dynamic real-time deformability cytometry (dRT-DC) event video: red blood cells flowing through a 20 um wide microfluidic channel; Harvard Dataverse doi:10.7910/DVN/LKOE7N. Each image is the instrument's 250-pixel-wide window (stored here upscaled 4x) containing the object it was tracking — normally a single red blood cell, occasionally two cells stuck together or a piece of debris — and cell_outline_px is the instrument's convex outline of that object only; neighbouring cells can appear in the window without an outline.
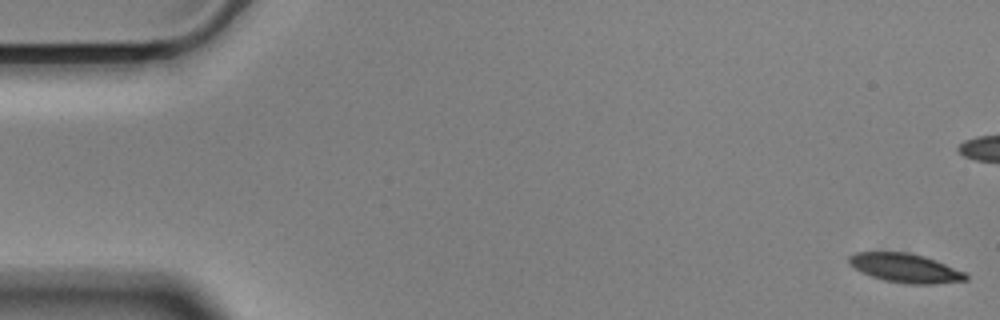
{"species": "Egyptian fruit bat (a non-hibernating species)", "species_latin": "Rousettus aegyptiacus", "temperature_condition": "cold", "stored_images_in_passage": 58, "camera_frame_rate_fps": 3000, "um_per_image_px": 0.085, "animal": {"sex": "male"}, "frame": {"image": 1, "passage_image": 1, "time_ms": 0.0, "image_size_px": [1000, 320], "cell_outline_px": [[968, 280], [932, 284], [904, 284], [884, 280], [860, 272], [848, 264], [848, 256], [856, 252], [908, 252], [924, 256], [936, 260], [964, 272], [968, 276]], "centroid_in_image_um": [76.92, 22.78], "position_along_channel_um": 8.1, "area_um2": 19.83}}
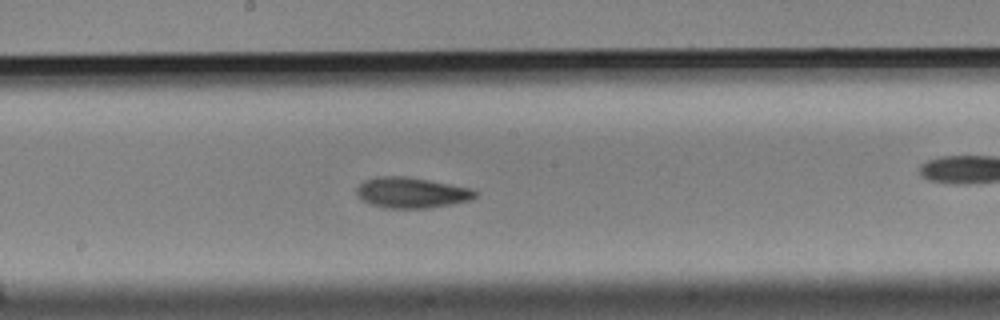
{"frame": {"image": 2, "passage_image": 30, "time_ms": 9.667, "image_size_px": [1000, 320], "cell_outline_px": [[476, 196], [472, 200], [428, 208], [384, 208], [360, 200], [356, 196], [356, 188], [364, 180], [384, 176], [404, 176], [428, 180], [472, 188], [476, 192]], "centroid_in_image_um": [34.96, 16.38], "position_along_channel_um": 213.2, "area_um2": 21.15}}
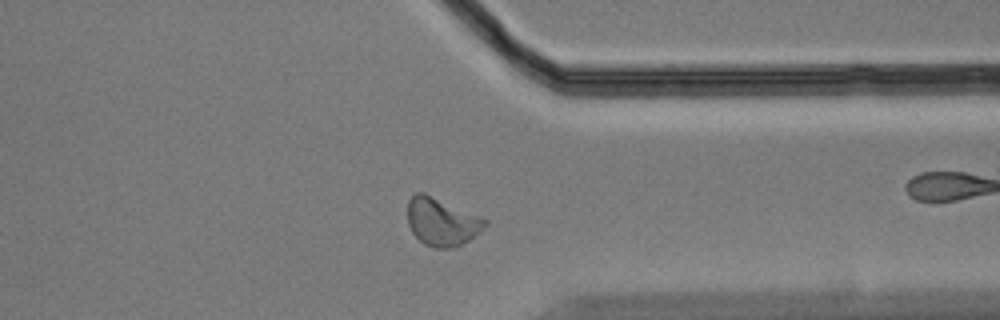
{"frame": {"image": 3, "passage_image": 44, "time_ms": 14.333, "image_size_px": [1000, 320], "cell_outline_px": [[488, 224], [468, 240], [460, 244], [448, 248], [432, 248], [424, 244], [412, 232], [408, 224], [408, 200], [416, 192], [424, 192], [488, 220]], "centroid_in_image_um": [37.52, 18.84], "position_along_channel_um": 373.9, "area_um2": 21.27}, "authors_computed_cell_mechanics": {"area_um2": 20.7502, "velocity_mm_per_s": 3.5155, "shape_relaxation_time_tau1_ms": 3.8788, "shape_relaxation_time_tau2_ms": 3.0531, "deformation_change_tau1": 0.1428, "deformation_change_tau2": 0.0796}}